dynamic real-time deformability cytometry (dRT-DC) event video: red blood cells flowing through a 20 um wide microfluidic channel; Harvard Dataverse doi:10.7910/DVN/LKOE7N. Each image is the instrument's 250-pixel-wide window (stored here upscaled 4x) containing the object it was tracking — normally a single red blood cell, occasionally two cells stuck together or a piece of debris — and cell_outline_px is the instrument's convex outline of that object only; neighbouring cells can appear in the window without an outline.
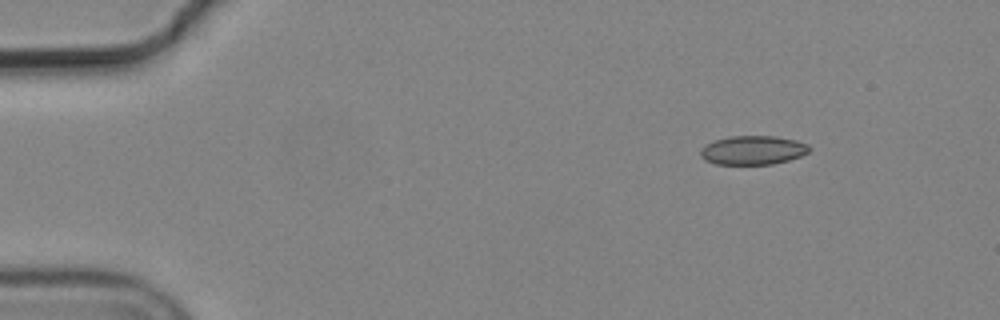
{"species": "common noctule bat (a hibernating species)", "species_latin": "Nyctalus noctula", "temperature_condition": "cold", "stored_images_in_passage": 7, "camera_frame_rate_fps": 3000, "um_per_image_px": 0.085, "animal": {"sex": "male", "body_mass_g": 19.2, "forearm_length_mm": 51.8}, "frame": {"image": 1, "passage_image": 1, "time_ms": 0.0, "image_size_px": [1000, 320], "cell_outline_px": [[812, 148], [808, 152], [800, 156], [788, 160], [772, 164], [716, 164], [704, 160], [700, 156], [700, 148], [716, 140], [732, 136], [776, 136], [796, 140], [808, 144]], "centroid_in_image_um": [64.01, 12.76], "position_along_channel_um": 21.0, "area_um2": 18.32}}
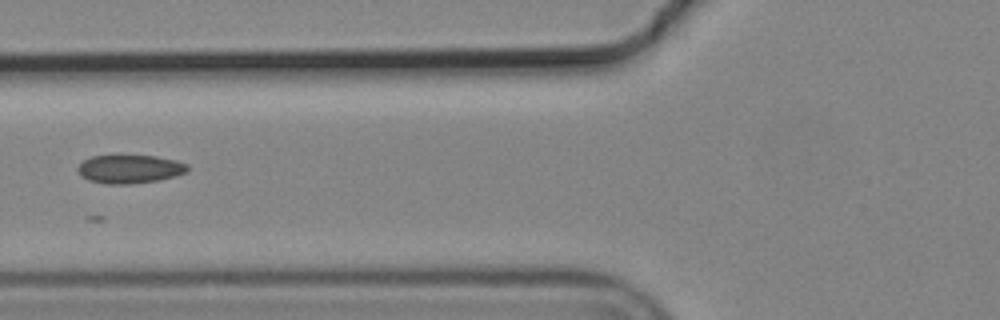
{"frame": {"image": 2, "passage_image": 5, "time_ms": 1.333, "image_size_px": [1000, 320], "cell_outline_px": [[188, 172], [176, 176], [160, 180], [128, 184], [104, 184], [88, 180], [80, 176], [76, 168], [84, 160], [92, 156], [156, 156], [176, 160], [188, 164]], "centroid_in_image_um": [11.03, 14.38], "position_along_channel_um": 114.8, "area_um2": 18.32}}